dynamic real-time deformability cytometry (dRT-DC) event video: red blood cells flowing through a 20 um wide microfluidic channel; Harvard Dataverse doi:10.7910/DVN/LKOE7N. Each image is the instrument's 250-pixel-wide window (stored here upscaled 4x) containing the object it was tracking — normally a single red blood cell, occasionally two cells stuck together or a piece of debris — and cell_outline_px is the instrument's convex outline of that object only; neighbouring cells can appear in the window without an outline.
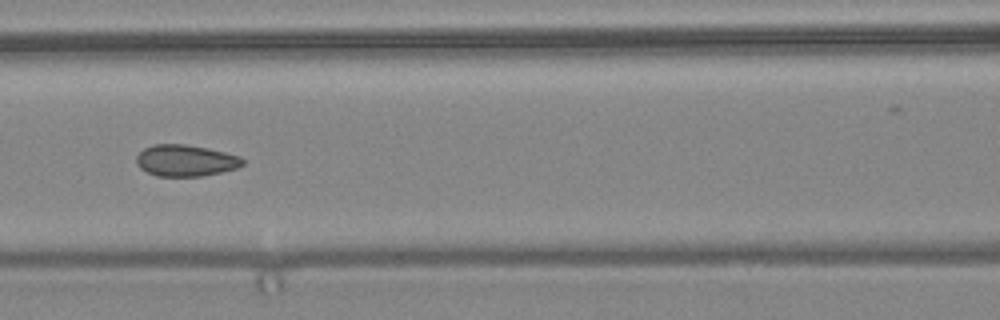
{"species": "common noctule bat (a hibernating species)", "species_latin": "Nyctalus noctula", "temperature_condition": "warm", "stored_images_in_passage": 11, "camera_frame_rate_fps": 3000, "um_per_image_px": 0.085, "animal": {"sex": "female", "body_mass_g": 24.6, "forearm_length_mm": 56.2}, "frame": {"image": 1, "passage_image": 7, "time_ms": 2.0, "image_size_px": [1000, 320], "cell_outline_px": [[244, 164], [236, 168], [220, 172], [200, 176], [156, 176], [140, 168], [136, 164], [136, 156], [144, 148], [152, 144], [184, 144], [208, 148], [240, 156], [244, 160]], "centroid_in_image_um": [15.75, 13.64], "position_along_channel_um": 150.8, "area_um2": 19.48}}
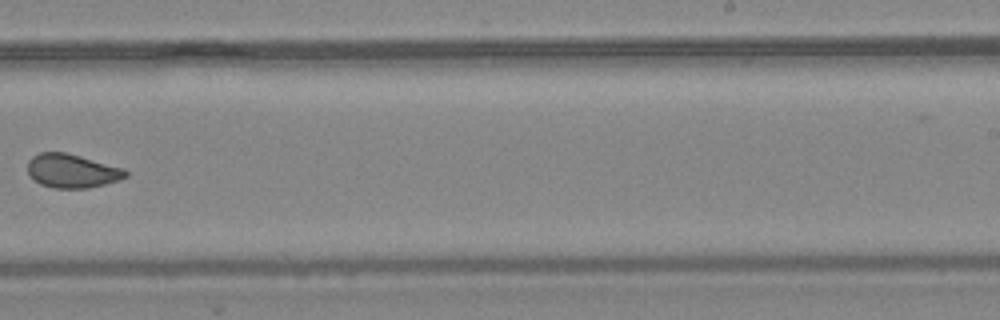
{"frame": {"image": 2, "passage_image": 10, "time_ms": 3.0, "image_size_px": [1000, 320], "cell_outline_px": [[128, 176], [120, 180], [88, 188], [52, 188], [40, 184], [28, 172], [28, 160], [32, 156], [40, 152], [64, 152], [80, 156], [124, 168], [128, 172]], "centroid_in_image_um": [6.14, 14.53], "position_along_channel_um": 282.9, "area_um2": 19.25}}
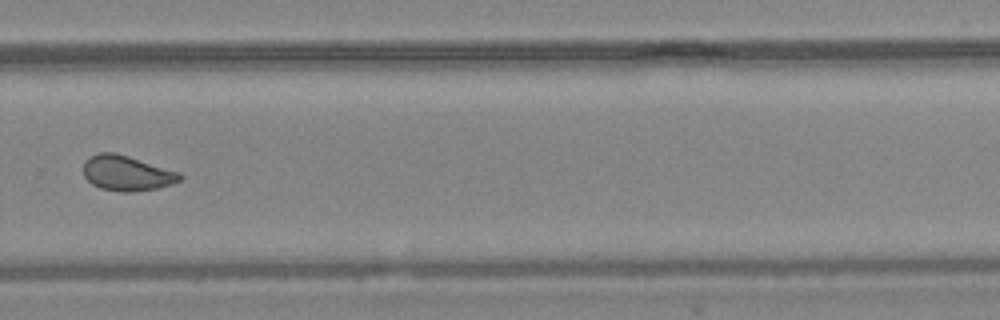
{"frame": {"image": 3, "passage_image": 11, "time_ms": 3.333, "image_size_px": [1000, 320], "cell_outline_px": [[184, 176], [180, 180], [172, 184], [156, 188], [132, 192], [120, 192], [100, 188], [92, 184], [84, 176], [84, 160], [88, 156], [100, 152], [116, 152], [180, 172]], "centroid_in_image_um": [10.77, 14.71], "position_along_channel_um": 319.0, "area_um2": 19.94}}